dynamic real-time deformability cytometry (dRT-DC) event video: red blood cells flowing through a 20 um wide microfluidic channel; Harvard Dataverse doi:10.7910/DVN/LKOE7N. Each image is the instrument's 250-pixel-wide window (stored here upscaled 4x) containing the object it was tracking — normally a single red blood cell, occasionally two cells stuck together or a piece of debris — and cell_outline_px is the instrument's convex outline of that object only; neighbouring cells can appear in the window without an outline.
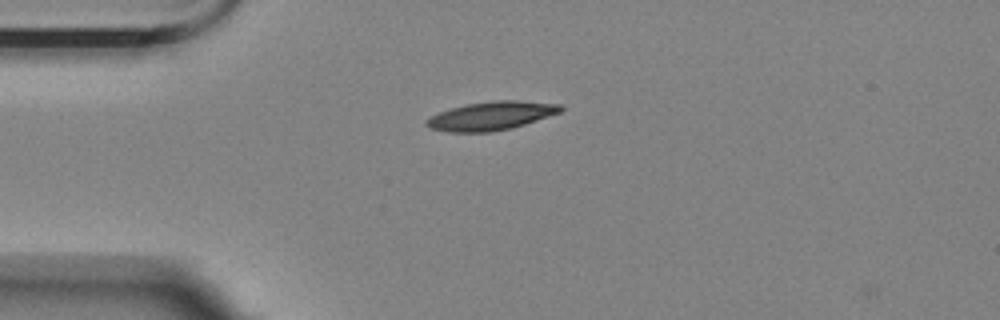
{"species": "Egyptian fruit bat (a non-hibernating species)", "species_latin": "Rousettus aegyptiacus", "temperature_condition": "room temperature", "stored_images_in_passage": 4, "camera_frame_rate_fps": 3000, "um_per_image_px": 0.085, "animal": {"sex": "female"}, "frame": {"image": 1, "passage_image": 3, "time_ms": 0.667, "image_size_px": [1000, 320], "cell_outline_px": [[564, 108], [560, 112], [512, 128], [492, 132], [448, 132], [432, 128], [424, 124], [424, 120], [440, 112], [452, 108], [468, 104], [492, 100], [516, 100], [560, 104]], "centroid_in_image_um": [41.75, 9.85], "position_along_channel_um": 43.3, "area_um2": 22.14}}